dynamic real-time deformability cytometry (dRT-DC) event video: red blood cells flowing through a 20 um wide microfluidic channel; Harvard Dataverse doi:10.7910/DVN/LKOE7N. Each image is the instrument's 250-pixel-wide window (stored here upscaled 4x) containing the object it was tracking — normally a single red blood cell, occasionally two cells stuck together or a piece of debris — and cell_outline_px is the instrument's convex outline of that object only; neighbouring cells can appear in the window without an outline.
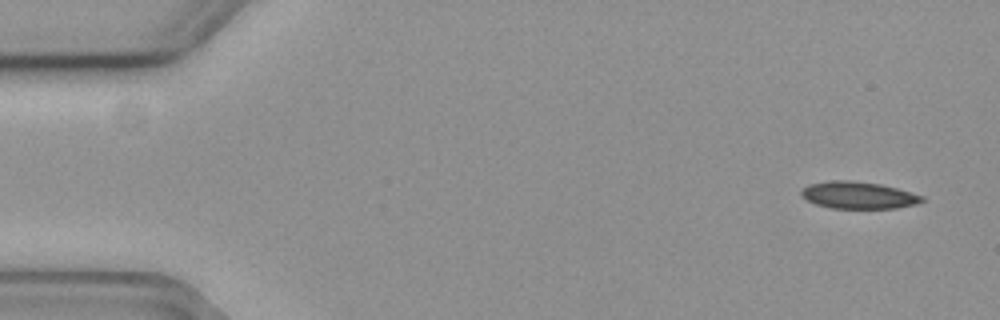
{"species": "common noctule bat (a hibernating species)", "species_latin": "Nyctalus noctula", "temperature_condition": "cold", "stored_images_in_passage": 10, "camera_frame_rate_fps": 3000, "um_per_image_px": 0.085, "animal": {"sex": "female", "body_mass_g": 19.3, "forearm_length_mm": 54.1}, "frame": {"image": 1, "passage_image": 1, "time_ms": 0.0, "image_size_px": [1000, 320], "cell_outline_px": [[924, 200], [916, 204], [896, 208], [832, 208], [816, 204], [800, 196], [800, 192], [808, 184], [828, 180], [852, 180], [880, 184], [912, 192], [924, 196]], "centroid_in_image_um": [72.95, 16.58], "position_along_channel_um": 12.1, "area_um2": 19.07}}